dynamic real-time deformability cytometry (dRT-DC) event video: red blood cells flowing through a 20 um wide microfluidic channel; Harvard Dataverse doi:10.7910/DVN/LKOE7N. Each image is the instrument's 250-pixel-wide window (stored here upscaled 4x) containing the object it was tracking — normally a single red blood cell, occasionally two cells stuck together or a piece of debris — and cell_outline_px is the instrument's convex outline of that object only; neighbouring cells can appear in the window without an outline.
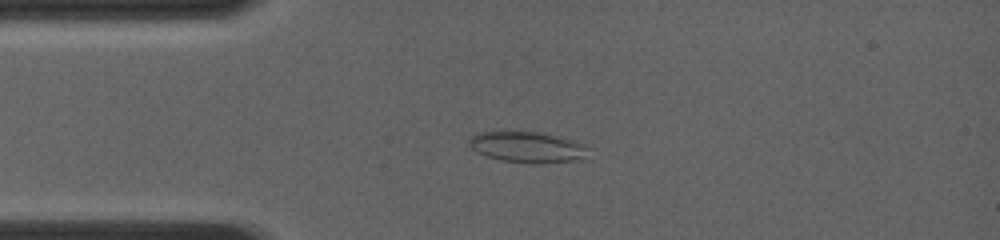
{"species": "common noctule bat (a hibernating species)", "species_latin": "Nyctalus noctula", "temperature_condition": "room temperature", "stored_images_in_passage": 52, "camera_frame_rate_fps": 4000, "um_per_image_px": 0.085, "animal": {"sex": "female", "body_mass_g": 19.0, "forearm_length_mm": 56.7}, "frame": {"image": 1, "passage_image": 4, "time_ms": 1.0, "image_size_px": [1000, 240], "cell_outline_px": [[584, 148], [580, 156], [572, 160], [536, 164], [500, 160], [476, 152], [468, 144], [468, 136], [476, 132], [492, 128], [504, 128], [536, 132], [576, 140], [584, 144]], "centroid_in_image_um": [44.58, 12.42], "position_along_channel_um": 40.4, "area_um2": 21.96}}
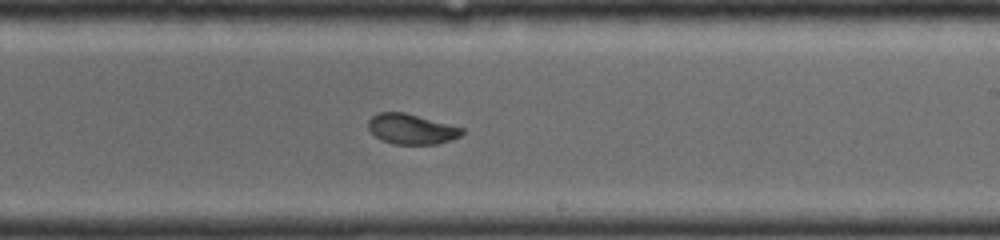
{"frame": {"image": 2, "passage_image": 24, "time_ms": 6.25, "image_size_px": [1000, 240], "cell_outline_px": [[464, 132], [460, 136], [436, 144], [392, 144], [380, 140], [368, 128], [368, 120], [372, 116], [380, 112], [404, 112], [464, 128]], "centroid_in_image_um": [34.95, 10.97], "position_along_channel_um": 254.1, "area_um2": 16.42}}
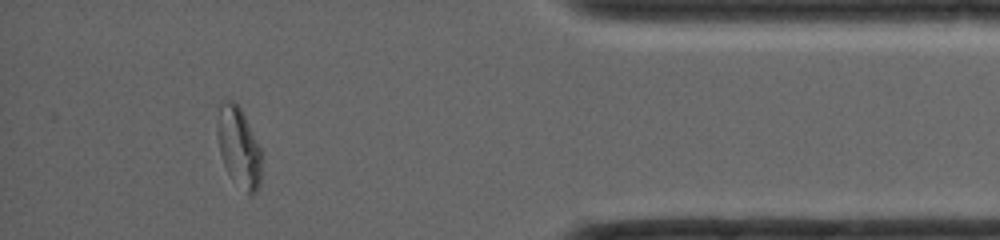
{"frame": {"image": 3, "passage_image": 45, "time_ms": 10.5, "image_size_px": [1000, 240], "cell_outline_px": [[260, 188], [252, 196], [232, 180], [224, 164], [220, 152], [216, 136], [216, 120], [220, 100], [232, 100], [240, 108], [260, 148]], "centroid_in_image_um": [20.25, 12.48], "position_along_channel_um": 414.9, "area_um2": 20.58}}